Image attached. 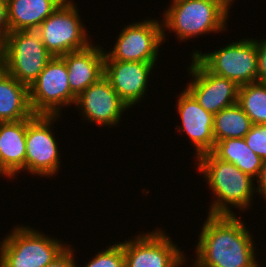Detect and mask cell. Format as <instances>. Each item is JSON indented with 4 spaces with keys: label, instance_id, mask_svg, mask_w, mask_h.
Here are the masks:
<instances>
[{
    "label": "cell",
    "instance_id": "15",
    "mask_svg": "<svg viewBox=\"0 0 266 267\" xmlns=\"http://www.w3.org/2000/svg\"><path fill=\"white\" fill-rule=\"evenodd\" d=\"M176 103L181 126H176L179 132H185L194 146L196 158L211 152L215 145L213 134L214 115L204 110L194 96L185 88L180 92Z\"/></svg>",
    "mask_w": 266,
    "mask_h": 267
},
{
    "label": "cell",
    "instance_id": "20",
    "mask_svg": "<svg viewBox=\"0 0 266 267\" xmlns=\"http://www.w3.org/2000/svg\"><path fill=\"white\" fill-rule=\"evenodd\" d=\"M211 153L220 160L234 164L254 179L259 176L263 160L246 145L244 138H227L215 142Z\"/></svg>",
    "mask_w": 266,
    "mask_h": 267
},
{
    "label": "cell",
    "instance_id": "26",
    "mask_svg": "<svg viewBox=\"0 0 266 267\" xmlns=\"http://www.w3.org/2000/svg\"><path fill=\"white\" fill-rule=\"evenodd\" d=\"M74 249L69 245L57 258L45 267H75Z\"/></svg>",
    "mask_w": 266,
    "mask_h": 267
},
{
    "label": "cell",
    "instance_id": "13",
    "mask_svg": "<svg viewBox=\"0 0 266 267\" xmlns=\"http://www.w3.org/2000/svg\"><path fill=\"white\" fill-rule=\"evenodd\" d=\"M75 105L84 120L109 128L117 126L122 114L129 109L104 76L84 90Z\"/></svg>",
    "mask_w": 266,
    "mask_h": 267
},
{
    "label": "cell",
    "instance_id": "6",
    "mask_svg": "<svg viewBox=\"0 0 266 267\" xmlns=\"http://www.w3.org/2000/svg\"><path fill=\"white\" fill-rule=\"evenodd\" d=\"M36 30L13 31L4 42V69L28 87L52 59Z\"/></svg>",
    "mask_w": 266,
    "mask_h": 267
},
{
    "label": "cell",
    "instance_id": "3",
    "mask_svg": "<svg viewBox=\"0 0 266 267\" xmlns=\"http://www.w3.org/2000/svg\"><path fill=\"white\" fill-rule=\"evenodd\" d=\"M164 10L163 41L169 29L184 41L203 34L223 32L227 28L230 10L219 0H172ZM166 29V30H165ZM223 30V31H222Z\"/></svg>",
    "mask_w": 266,
    "mask_h": 267
},
{
    "label": "cell",
    "instance_id": "14",
    "mask_svg": "<svg viewBox=\"0 0 266 267\" xmlns=\"http://www.w3.org/2000/svg\"><path fill=\"white\" fill-rule=\"evenodd\" d=\"M154 66L156 62L104 60V77L127 106L132 108L145 98Z\"/></svg>",
    "mask_w": 266,
    "mask_h": 267
},
{
    "label": "cell",
    "instance_id": "18",
    "mask_svg": "<svg viewBox=\"0 0 266 267\" xmlns=\"http://www.w3.org/2000/svg\"><path fill=\"white\" fill-rule=\"evenodd\" d=\"M34 115L29 102V87L13 78L5 69L0 72V122H17Z\"/></svg>",
    "mask_w": 266,
    "mask_h": 267
},
{
    "label": "cell",
    "instance_id": "27",
    "mask_svg": "<svg viewBox=\"0 0 266 267\" xmlns=\"http://www.w3.org/2000/svg\"><path fill=\"white\" fill-rule=\"evenodd\" d=\"M9 32L7 0H0V40L5 42Z\"/></svg>",
    "mask_w": 266,
    "mask_h": 267
},
{
    "label": "cell",
    "instance_id": "10",
    "mask_svg": "<svg viewBox=\"0 0 266 267\" xmlns=\"http://www.w3.org/2000/svg\"><path fill=\"white\" fill-rule=\"evenodd\" d=\"M111 52L104 60L156 62L163 41L162 23L149 19L127 24L122 28Z\"/></svg>",
    "mask_w": 266,
    "mask_h": 267
},
{
    "label": "cell",
    "instance_id": "19",
    "mask_svg": "<svg viewBox=\"0 0 266 267\" xmlns=\"http://www.w3.org/2000/svg\"><path fill=\"white\" fill-rule=\"evenodd\" d=\"M64 0H7L10 32L36 30Z\"/></svg>",
    "mask_w": 266,
    "mask_h": 267
},
{
    "label": "cell",
    "instance_id": "9",
    "mask_svg": "<svg viewBox=\"0 0 266 267\" xmlns=\"http://www.w3.org/2000/svg\"><path fill=\"white\" fill-rule=\"evenodd\" d=\"M61 116L34 114L27 119L26 171L29 174L48 178L59 173V143L53 135L52 124Z\"/></svg>",
    "mask_w": 266,
    "mask_h": 267
},
{
    "label": "cell",
    "instance_id": "29",
    "mask_svg": "<svg viewBox=\"0 0 266 267\" xmlns=\"http://www.w3.org/2000/svg\"><path fill=\"white\" fill-rule=\"evenodd\" d=\"M4 70V41L0 40V72Z\"/></svg>",
    "mask_w": 266,
    "mask_h": 267
},
{
    "label": "cell",
    "instance_id": "8",
    "mask_svg": "<svg viewBox=\"0 0 266 267\" xmlns=\"http://www.w3.org/2000/svg\"><path fill=\"white\" fill-rule=\"evenodd\" d=\"M76 99L70 90L66 63L61 57H52L29 86V102L34 114L61 115L62 108L75 104Z\"/></svg>",
    "mask_w": 266,
    "mask_h": 267
},
{
    "label": "cell",
    "instance_id": "22",
    "mask_svg": "<svg viewBox=\"0 0 266 267\" xmlns=\"http://www.w3.org/2000/svg\"><path fill=\"white\" fill-rule=\"evenodd\" d=\"M238 104L253 124H266V84L253 82L241 85Z\"/></svg>",
    "mask_w": 266,
    "mask_h": 267
},
{
    "label": "cell",
    "instance_id": "11",
    "mask_svg": "<svg viewBox=\"0 0 266 267\" xmlns=\"http://www.w3.org/2000/svg\"><path fill=\"white\" fill-rule=\"evenodd\" d=\"M153 231L138 233L134 239L120 242L125 267H178L186 259L166 231L161 228Z\"/></svg>",
    "mask_w": 266,
    "mask_h": 267
},
{
    "label": "cell",
    "instance_id": "7",
    "mask_svg": "<svg viewBox=\"0 0 266 267\" xmlns=\"http://www.w3.org/2000/svg\"><path fill=\"white\" fill-rule=\"evenodd\" d=\"M195 50L196 57L211 73L236 82L239 86L257 82L258 56L253 38H242L209 53Z\"/></svg>",
    "mask_w": 266,
    "mask_h": 267
},
{
    "label": "cell",
    "instance_id": "16",
    "mask_svg": "<svg viewBox=\"0 0 266 267\" xmlns=\"http://www.w3.org/2000/svg\"><path fill=\"white\" fill-rule=\"evenodd\" d=\"M104 52V48L93 43L61 56L68 70L70 90L76 97L104 76Z\"/></svg>",
    "mask_w": 266,
    "mask_h": 267
},
{
    "label": "cell",
    "instance_id": "23",
    "mask_svg": "<svg viewBox=\"0 0 266 267\" xmlns=\"http://www.w3.org/2000/svg\"><path fill=\"white\" fill-rule=\"evenodd\" d=\"M108 247L96 253V256H93L91 261H88L83 267H125L122 244L120 242L113 243V245H109Z\"/></svg>",
    "mask_w": 266,
    "mask_h": 267
},
{
    "label": "cell",
    "instance_id": "2",
    "mask_svg": "<svg viewBox=\"0 0 266 267\" xmlns=\"http://www.w3.org/2000/svg\"><path fill=\"white\" fill-rule=\"evenodd\" d=\"M195 159L198 172L204 176L215 196V200L208 208V214L231 216L236 215L232 212L234 206L244 212L252 206L254 200L252 197L256 193L254 178L242 172L234 164L216 158L211 152Z\"/></svg>",
    "mask_w": 266,
    "mask_h": 267
},
{
    "label": "cell",
    "instance_id": "30",
    "mask_svg": "<svg viewBox=\"0 0 266 267\" xmlns=\"http://www.w3.org/2000/svg\"><path fill=\"white\" fill-rule=\"evenodd\" d=\"M219 1H221L230 10L232 2H234L235 0H219Z\"/></svg>",
    "mask_w": 266,
    "mask_h": 267
},
{
    "label": "cell",
    "instance_id": "4",
    "mask_svg": "<svg viewBox=\"0 0 266 267\" xmlns=\"http://www.w3.org/2000/svg\"><path fill=\"white\" fill-rule=\"evenodd\" d=\"M21 225L0 242V267H45L68 247L30 225Z\"/></svg>",
    "mask_w": 266,
    "mask_h": 267
},
{
    "label": "cell",
    "instance_id": "24",
    "mask_svg": "<svg viewBox=\"0 0 266 267\" xmlns=\"http://www.w3.org/2000/svg\"><path fill=\"white\" fill-rule=\"evenodd\" d=\"M246 145L263 161L266 160V124H253L245 135Z\"/></svg>",
    "mask_w": 266,
    "mask_h": 267
},
{
    "label": "cell",
    "instance_id": "1",
    "mask_svg": "<svg viewBox=\"0 0 266 267\" xmlns=\"http://www.w3.org/2000/svg\"><path fill=\"white\" fill-rule=\"evenodd\" d=\"M245 225L236 215L208 214L198 235L193 267H260L253 235Z\"/></svg>",
    "mask_w": 266,
    "mask_h": 267
},
{
    "label": "cell",
    "instance_id": "17",
    "mask_svg": "<svg viewBox=\"0 0 266 267\" xmlns=\"http://www.w3.org/2000/svg\"><path fill=\"white\" fill-rule=\"evenodd\" d=\"M27 119L0 122V176L14 179L26 172ZM25 170V171H24Z\"/></svg>",
    "mask_w": 266,
    "mask_h": 267
},
{
    "label": "cell",
    "instance_id": "25",
    "mask_svg": "<svg viewBox=\"0 0 266 267\" xmlns=\"http://www.w3.org/2000/svg\"><path fill=\"white\" fill-rule=\"evenodd\" d=\"M258 56L257 82L266 84V38L253 39Z\"/></svg>",
    "mask_w": 266,
    "mask_h": 267
},
{
    "label": "cell",
    "instance_id": "21",
    "mask_svg": "<svg viewBox=\"0 0 266 267\" xmlns=\"http://www.w3.org/2000/svg\"><path fill=\"white\" fill-rule=\"evenodd\" d=\"M253 123L238 103L222 109L214 115L215 142L227 138H244Z\"/></svg>",
    "mask_w": 266,
    "mask_h": 267
},
{
    "label": "cell",
    "instance_id": "5",
    "mask_svg": "<svg viewBox=\"0 0 266 267\" xmlns=\"http://www.w3.org/2000/svg\"><path fill=\"white\" fill-rule=\"evenodd\" d=\"M78 11L74 0H64L36 29L53 57L83 50L92 44Z\"/></svg>",
    "mask_w": 266,
    "mask_h": 267
},
{
    "label": "cell",
    "instance_id": "12",
    "mask_svg": "<svg viewBox=\"0 0 266 267\" xmlns=\"http://www.w3.org/2000/svg\"><path fill=\"white\" fill-rule=\"evenodd\" d=\"M191 58L187 72L192 79L185 87L204 110L215 115L238 103L240 86L236 82L211 73L196 57Z\"/></svg>",
    "mask_w": 266,
    "mask_h": 267
},
{
    "label": "cell",
    "instance_id": "31",
    "mask_svg": "<svg viewBox=\"0 0 266 267\" xmlns=\"http://www.w3.org/2000/svg\"><path fill=\"white\" fill-rule=\"evenodd\" d=\"M187 260L185 259L178 267H183V264H184V266H185V264H187V263H185Z\"/></svg>",
    "mask_w": 266,
    "mask_h": 267
},
{
    "label": "cell",
    "instance_id": "28",
    "mask_svg": "<svg viewBox=\"0 0 266 267\" xmlns=\"http://www.w3.org/2000/svg\"><path fill=\"white\" fill-rule=\"evenodd\" d=\"M256 192L266 201V160L263 161L259 176L257 179Z\"/></svg>",
    "mask_w": 266,
    "mask_h": 267
}]
</instances>
